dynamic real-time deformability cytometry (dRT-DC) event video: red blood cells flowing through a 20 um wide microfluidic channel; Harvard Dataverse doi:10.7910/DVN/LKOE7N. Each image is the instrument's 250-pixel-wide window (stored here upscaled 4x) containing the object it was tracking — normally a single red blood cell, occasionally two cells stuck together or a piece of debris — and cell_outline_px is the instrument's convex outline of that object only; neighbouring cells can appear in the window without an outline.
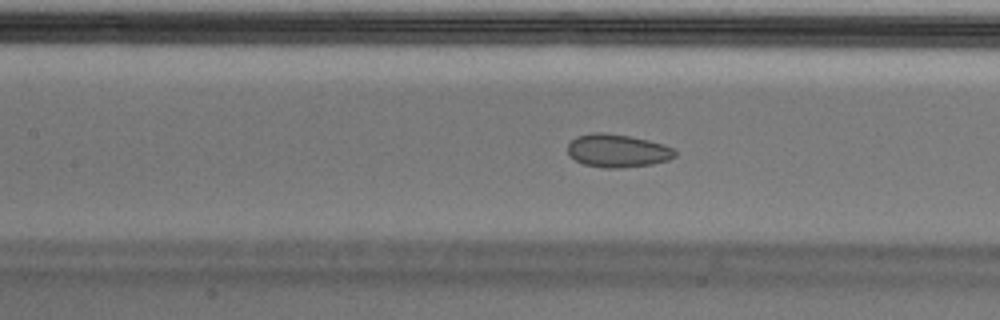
{"species": "Egyptian fruit bat (a non-hibernating species)", "species_latin": "Rousettus aegyptiacus", "temperature_condition": "cold", "stored_images_in_passage": 43, "camera_frame_rate_fps": 3000, "um_per_image_px": 0.085, "animal": {"sex": "male"}, "frame": {"image": 1, "passage_image": 13, "time_ms": 4.0, "image_size_px": [1000, 320], "cell_outline_px": [[676, 156], [668, 160], [652, 164], [620, 168], [604, 168], [584, 164], [576, 160], [568, 152], [568, 144], [576, 136], [592, 132], [604, 132], [628, 136], [648, 140], [664, 144], [672, 148], [676, 152]], "centroid_in_image_um": [52.49, 12.81], "position_along_channel_um": 154.9, "area_um2": 20.63}}
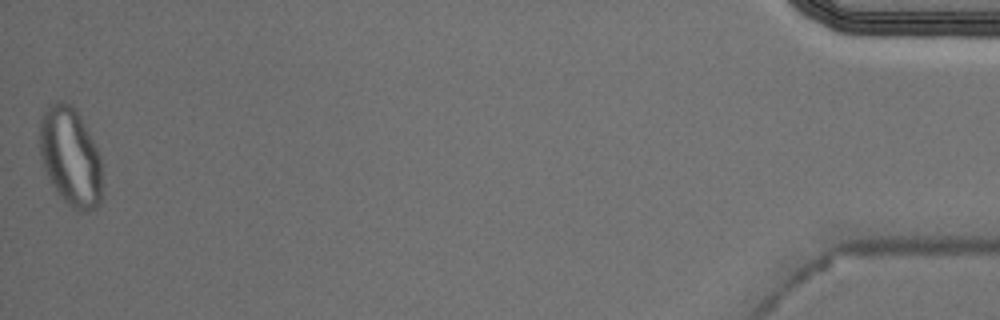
{"frame": {"image": 2, "passage_image": 43, "time_ms": 14.0, "image_size_px": [1000, 320], "cell_outline_px": [[100, 204], [96, 208], [88, 212], [76, 212], [64, 200], [48, 176], [44, 168], [40, 152], [40, 120], [48, 104], [56, 100], [60, 100], [72, 104], [80, 112], [100, 156]], "centroid_in_image_um": [5.99, 13.27], "position_along_channel_um": 429.2, "area_um2": 35.95}, "authors_computed_cell_mechanics": {"area_um2": 21.9062, "velocity_mm_per_s": 3.6838, "shape_relaxation_time_tau1_ms": null, "shape_relaxation_time_tau2_ms": 1.3238, "deformation_change_tau1": null, "deformation_change_tau2": 0.0613}}